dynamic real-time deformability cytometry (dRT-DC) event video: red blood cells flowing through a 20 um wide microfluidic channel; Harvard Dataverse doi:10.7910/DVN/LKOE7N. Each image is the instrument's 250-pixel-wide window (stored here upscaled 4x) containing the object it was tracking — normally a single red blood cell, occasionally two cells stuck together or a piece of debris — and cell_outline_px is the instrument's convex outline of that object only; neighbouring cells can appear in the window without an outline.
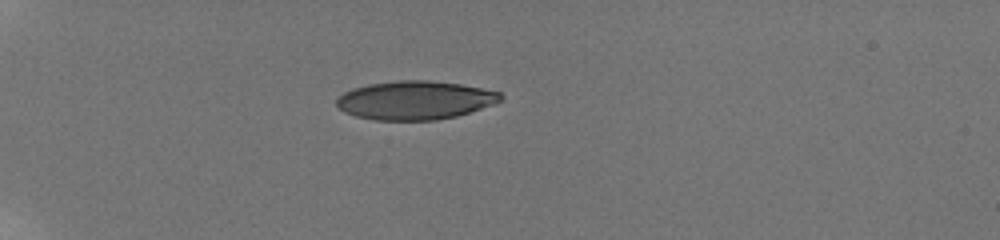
{"species": "human", "species_latin": "Homo sapiens", "temperature_condition": "room temperature", "stored_images_in_passage": 13, "camera_frame_rate_fps": 3000, "um_per_image_px": 0.085, "donor": {"sex": "male"}, "frame": {"image": 1, "passage_image": 1, "time_ms": 0.0, "image_size_px": [1000, 240], "cell_outline_px": [[504, 100], [456, 116], [436, 120], [376, 120], [356, 116], [344, 112], [336, 104], [336, 96], [352, 88], [368, 84], [400, 80], [428, 80], [460, 84], [500, 92], [504, 96]], "centroid_in_image_um": [35.25, 8.51], "position_along_channel_um": 49.8, "area_um2": 36.88}}